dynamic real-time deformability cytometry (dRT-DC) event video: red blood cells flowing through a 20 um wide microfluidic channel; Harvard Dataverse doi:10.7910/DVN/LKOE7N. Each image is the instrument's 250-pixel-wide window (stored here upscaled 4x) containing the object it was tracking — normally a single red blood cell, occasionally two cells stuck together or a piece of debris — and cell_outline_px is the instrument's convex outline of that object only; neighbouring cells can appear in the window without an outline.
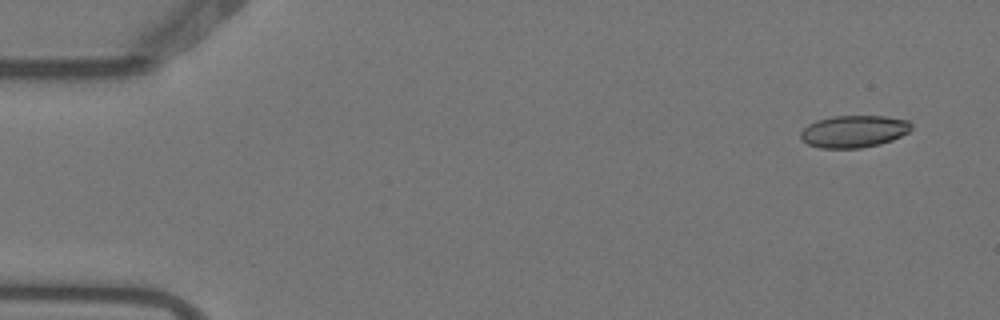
{"species": "Egyptian fruit bat (a non-hibernating species)", "species_latin": "Rousettus aegyptiacus", "temperature_condition": "warm", "stored_images_in_passage": 6, "segment_of_instrument_passage": [2, 2], "camera_frame_rate_fps": 3000, "um_per_image_px": 0.085, "animal": {"sex": "female"}, "frame": {"image": 1, "passage_image": 6, "time_ms": 1.667, "image_size_px": [1000, 320], "cell_outline_px": [[912, 128], [908, 132], [892, 140], [880, 144], [860, 148], [820, 148], [808, 144], [800, 136], [800, 132], [808, 124], [816, 120], [832, 116], [884, 116], [908, 120], [912, 124]], "centroid_in_image_um": [72.58, 11.16], "position_along_channel_um": 12.4, "area_um2": 20.75}}